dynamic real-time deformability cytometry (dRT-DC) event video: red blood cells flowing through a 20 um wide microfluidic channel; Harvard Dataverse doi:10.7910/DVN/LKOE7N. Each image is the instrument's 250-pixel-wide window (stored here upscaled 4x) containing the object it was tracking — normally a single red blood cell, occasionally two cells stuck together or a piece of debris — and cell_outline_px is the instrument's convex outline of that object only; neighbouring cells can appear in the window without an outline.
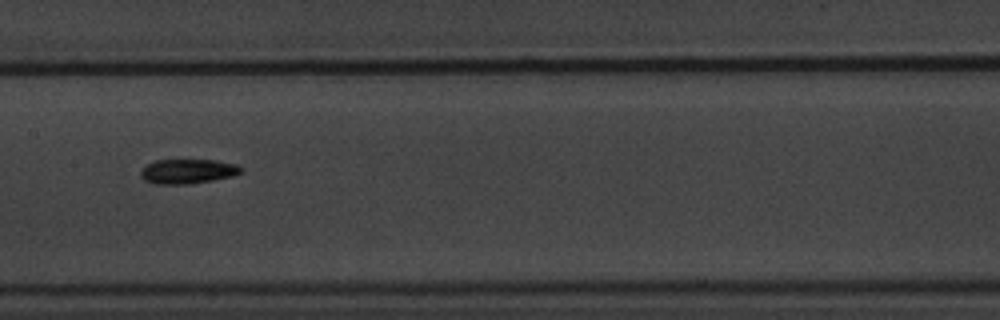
{"species": "common noctule bat (a hibernating species)", "species_latin": "Nyctalus noctula", "temperature_condition": "warm", "stored_images_in_passage": 15, "camera_frame_rate_fps": 3000, "um_per_image_px": 0.085, "animal": {"sex": "male", "body_mass_g": 20.1, "forearm_length_mm": 53.5}, "frame": {"image": 1, "passage_image": 9, "time_ms": 10.667, "image_size_px": [1000, 320], "cell_outline_px": [[244, 172], [232, 176], [212, 180], [188, 184], [156, 184], [144, 180], [140, 176], [140, 172], [148, 164], [156, 160], [216, 160], [236, 164], [244, 168]], "centroid_in_image_um": [15.99, 14.56], "position_along_channel_um": 191.4, "area_um2": 14.39}}
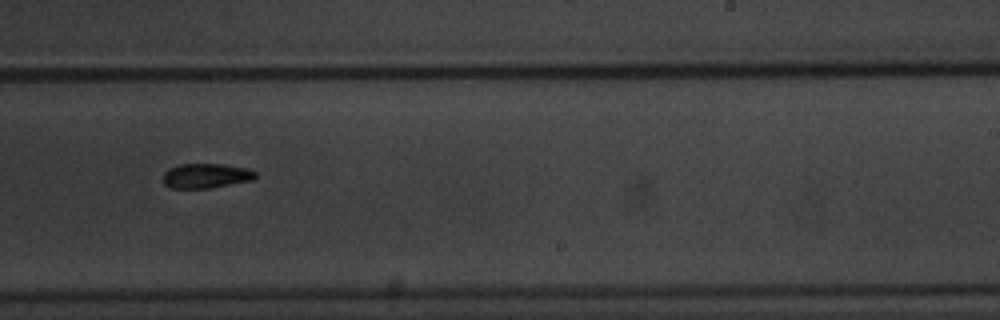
{"frame": {"image": 2, "passage_image": 11, "time_ms": 13.0, "image_size_px": [1000, 320], "cell_outline_px": [[256, 176], [252, 180], [208, 188], [168, 188], [164, 184], [164, 172], [168, 168], [180, 164], [224, 164], [248, 168], [256, 172]], "centroid_in_image_um": [17.49, 14.93], "position_along_channel_um": 271.5, "area_um2": 13.29}, "authors_computed_cell_mechanics": {"area_um2": 15.1436, "velocity_mm_per_s": 3.4432, "shape_relaxation_time_tau1_ms": 2.3551, "shape_relaxation_time_tau2_ms": null, "deformation_change_tau1": 0.092, "deformation_change_tau2": null}}